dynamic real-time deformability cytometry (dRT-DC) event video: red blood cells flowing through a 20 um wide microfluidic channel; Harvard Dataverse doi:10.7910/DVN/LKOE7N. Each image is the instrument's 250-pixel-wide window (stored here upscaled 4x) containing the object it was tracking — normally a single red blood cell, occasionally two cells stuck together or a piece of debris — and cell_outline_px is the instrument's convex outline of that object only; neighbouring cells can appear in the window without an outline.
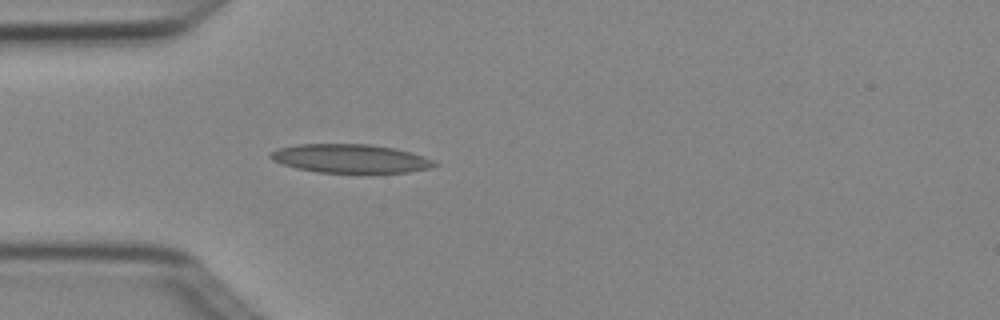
{"species": "Egyptian fruit bat (a non-hibernating species)", "species_latin": "Rousettus aegyptiacus", "temperature_condition": "cold", "stored_images_in_passage": 4, "camera_frame_rate_fps": 3000, "um_per_image_px": 0.085, "animal": {"sex": "female"}, "frame": {"image": 1, "passage_image": 4, "time_ms": 1.0, "image_size_px": [1000, 320], "cell_outline_px": [[440, 164], [432, 168], [408, 172], [316, 172], [296, 168], [272, 160], [268, 156], [268, 152], [276, 148], [296, 144], [368, 144], [396, 148], [424, 156]], "centroid_in_image_um": [29.76, 13.46], "position_along_channel_um": 55.2, "area_um2": 27.51}}